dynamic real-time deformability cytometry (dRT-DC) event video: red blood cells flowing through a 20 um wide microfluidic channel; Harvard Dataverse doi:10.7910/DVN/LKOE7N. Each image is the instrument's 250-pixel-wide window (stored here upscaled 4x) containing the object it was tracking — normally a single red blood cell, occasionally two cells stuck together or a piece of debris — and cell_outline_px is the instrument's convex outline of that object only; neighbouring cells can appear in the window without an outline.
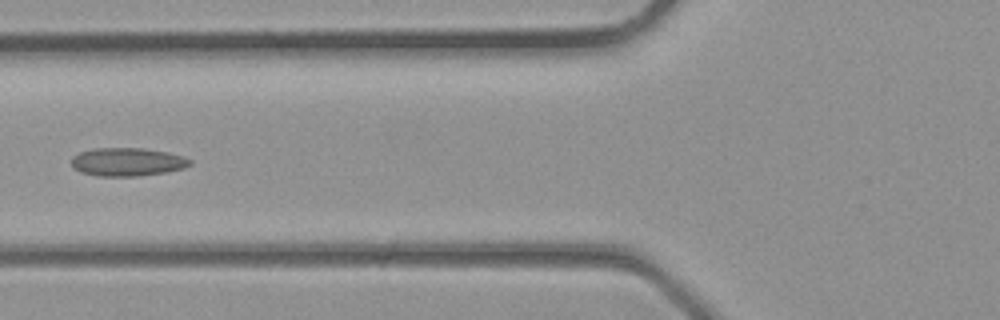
{"species": "common noctule bat (a hibernating species)", "species_latin": "Nyctalus noctula", "temperature_condition": "room temperature", "stored_images_in_passage": 3, "camera_frame_rate_fps": 3000, "um_per_image_px": 0.085, "animal": {"sex": "male", "body_mass_g": 23.1, "forearm_length_mm": 52.7}, "frame": {"image": 1, "passage_image": 3, "time_ms": 0.667, "image_size_px": [1000, 320], "cell_outline_px": [[192, 164], [184, 168], [164, 172], [136, 176], [100, 176], [80, 172], [72, 168], [72, 156], [80, 152], [92, 148], [144, 148], [168, 152], [184, 156], [192, 160]], "centroid_in_image_um": [10.82, 13.75], "position_along_channel_um": 115.0, "area_um2": 19.65}}